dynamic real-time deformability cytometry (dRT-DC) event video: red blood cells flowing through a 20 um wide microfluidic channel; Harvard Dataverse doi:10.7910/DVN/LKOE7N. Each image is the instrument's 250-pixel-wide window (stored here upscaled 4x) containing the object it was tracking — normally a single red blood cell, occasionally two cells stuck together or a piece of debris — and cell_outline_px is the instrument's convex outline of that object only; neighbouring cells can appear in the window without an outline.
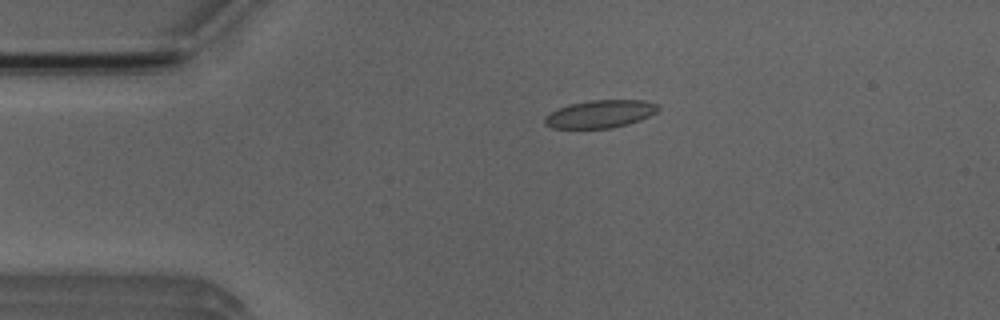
{"species": "Egyptian fruit bat (a non-hibernating species)", "species_latin": "Rousettus aegyptiacus", "temperature_condition": "room temperature", "stored_images_in_passage": 5, "camera_frame_rate_fps": 3000, "um_per_image_px": 0.085, "animal": {"sex": "male"}, "frame": {"image": 1, "passage_image": 4, "time_ms": 3.333, "image_size_px": [1000, 320], "cell_outline_px": [[660, 108], [656, 112], [640, 120], [628, 124], [612, 128], [552, 128], [544, 124], [544, 116], [568, 104], [588, 100], [644, 100], [656, 104]], "centroid_in_image_um": [51.0, 9.68], "position_along_channel_um": 34.0, "area_um2": 18.32}}